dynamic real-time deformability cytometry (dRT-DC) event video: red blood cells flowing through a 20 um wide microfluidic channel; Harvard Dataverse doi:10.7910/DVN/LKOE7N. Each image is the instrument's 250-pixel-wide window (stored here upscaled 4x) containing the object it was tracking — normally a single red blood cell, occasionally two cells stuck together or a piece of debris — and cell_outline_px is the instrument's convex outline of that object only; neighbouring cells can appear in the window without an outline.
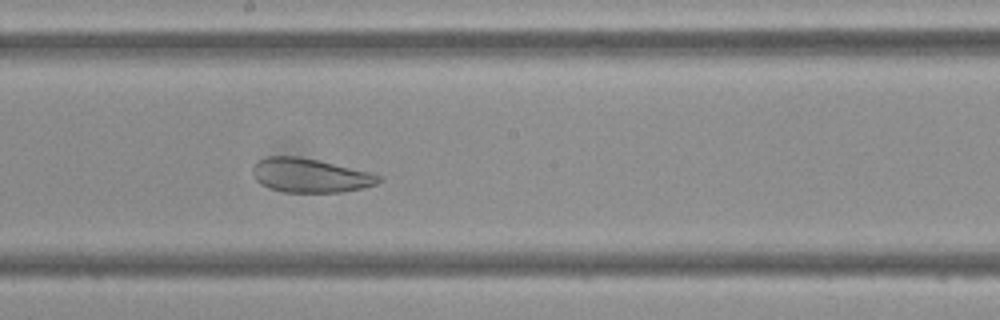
{"species": "Egyptian fruit bat (a non-hibernating species)", "species_latin": "Rousettus aegyptiacus", "temperature_condition": "cold", "stored_images_in_passage": 47, "camera_frame_rate_fps": 3000, "um_per_image_px": 0.085, "frame": {"image": 1, "passage_image": 25, "time_ms": 8.0, "image_size_px": [1000, 320], "cell_outline_px": [[384, 180], [376, 184], [364, 188], [340, 192], [284, 192], [268, 188], [260, 184], [256, 180], [252, 172], [252, 168], [260, 160], [268, 156], [300, 156], [320, 160], [372, 172], [384, 176]], "centroid_in_image_um": [26.42, 14.91], "position_along_channel_um": 221.8, "area_um2": 25.37}}
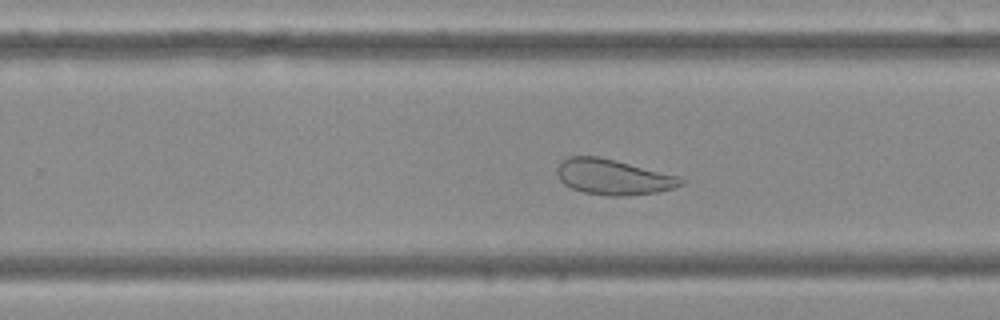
{"frame": {"image": 2, "passage_image": 29, "time_ms": 9.333, "image_size_px": [1000, 320], "cell_outline_px": [[684, 184], [672, 188], [656, 192], [628, 196], [608, 196], [584, 192], [572, 188], [564, 184], [560, 180], [556, 172], [556, 168], [568, 156], [596, 156], [680, 176], [684, 180]], "centroid_in_image_um": [52.12, 15.05], "position_along_channel_um": 277.7, "area_um2": 25.37}}
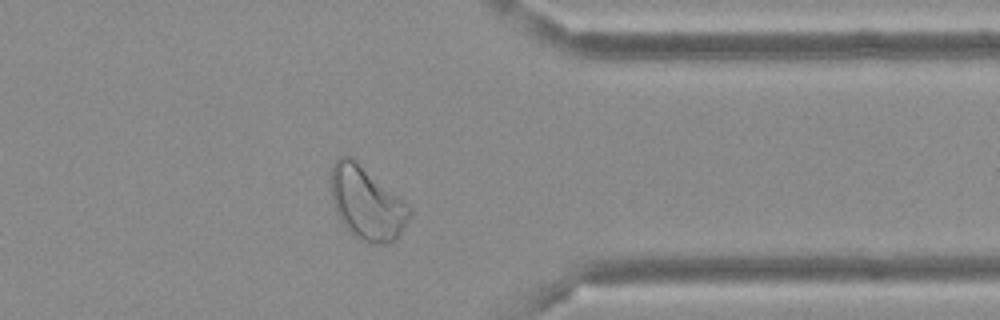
{"frame": {"image": 3, "passage_image": 37, "time_ms": 12.0, "image_size_px": [1000, 320], "cell_outline_px": [[412, 212], [408, 220], [396, 240], [388, 244], [372, 244], [360, 240], [340, 220], [336, 212], [332, 200], [332, 164], [340, 156], [352, 156], [412, 208]], "centroid_in_image_um": [31.19, 17.27], "position_along_channel_um": 380.2, "area_um2": 33.12}}